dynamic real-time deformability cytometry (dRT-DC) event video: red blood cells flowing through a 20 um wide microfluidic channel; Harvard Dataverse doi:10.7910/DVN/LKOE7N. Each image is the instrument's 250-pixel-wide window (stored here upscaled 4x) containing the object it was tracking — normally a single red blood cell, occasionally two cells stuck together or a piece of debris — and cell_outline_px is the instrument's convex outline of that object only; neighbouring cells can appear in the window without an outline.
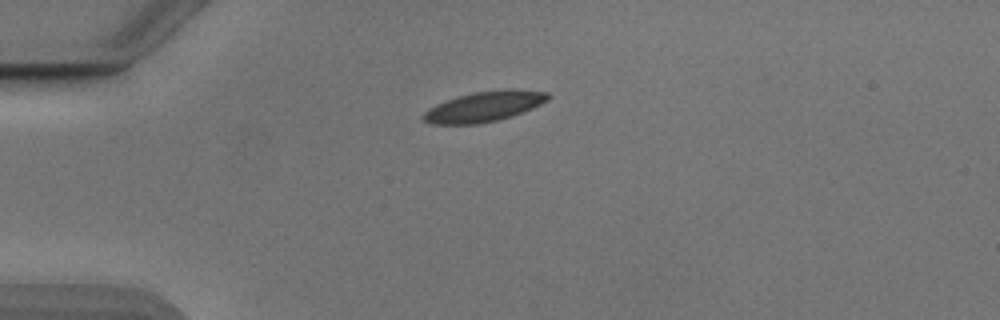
{"species": "Egyptian fruit bat (a non-hibernating species)", "species_latin": "Rousettus aegyptiacus", "temperature_condition": "cold", "stored_images_in_passage": 41, "camera_frame_rate_fps": 3000, "um_per_image_px": 0.085, "animal": {"sex": "male"}, "frame": {"image": 1, "passage_image": 1, "time_ms": 0.0, "image_size_px": [1000, 320], "cell_outline_px": [[552, 96], [548, 100], [532, 108], [512, 116], [496, 120], [476, 124], [432, 124], [420, 120], [420, 116], [428, 108], [436, 104], [460, 96], [476, 92], [504, 88], [516, 88], [548, 92]], "centroid_in_image_um": [41.16, 9.04], "position_along_channel_um": 43.8, "area_um2": 22.14}}
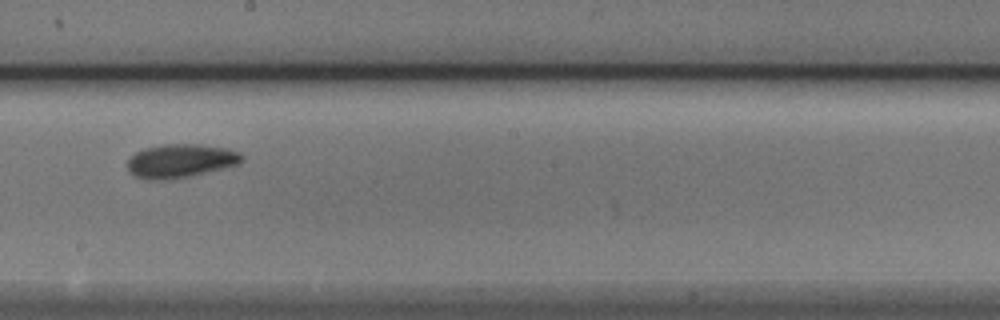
{"frame": {"image": 2, "passage_image": 18, "time_ms": 5.667, "image_size_px": [1000, 320], "cell_outline_px": [[244, 160], [240, 164], [192, 176], [168, 180], [148, 180], [136, 176], [128, 172], [128, 160], [136, 152], [144, 148], [160, 144], [200, 144], [228, 148], [240, 152], [244, 156]], "centroid_in_image_um": [15.38, 13.67], "position_along_channel_um": 232.8, "area_um2": 22.83}}
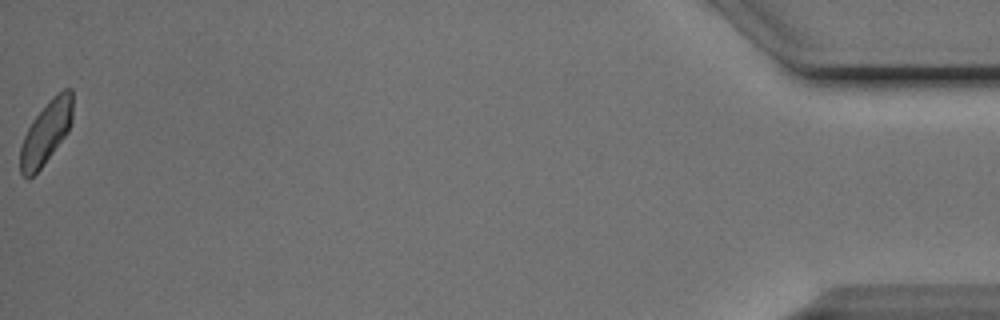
{"frame": {"image": 3, "passage_image": 41, "time_ms": 13.333, "image_size_px": [1000, 320], "cell_outline_px": [[72, 120], [68, 132], [40, 168], [28, 180], [20, 172], [20, 148], [24, 136], [32, 120], [64, 88], [72, 88]], "centroid_in_image_um": [3.91, 11.3], "position_along_channel_um": 431.3, "area_um2": 18.61}, "authors_computed_cell_mechanics": {"area_um2": 20.9814, "velocity_mm_per_s": 3.8317, "shape_relaxation_time_tau1_ms": 2.0912, "shape_relaxation_time_tau2_ms": 3.1322, "deformation_change_tau1": 0.0808, "deformation_change_tau2": 0.0867}}